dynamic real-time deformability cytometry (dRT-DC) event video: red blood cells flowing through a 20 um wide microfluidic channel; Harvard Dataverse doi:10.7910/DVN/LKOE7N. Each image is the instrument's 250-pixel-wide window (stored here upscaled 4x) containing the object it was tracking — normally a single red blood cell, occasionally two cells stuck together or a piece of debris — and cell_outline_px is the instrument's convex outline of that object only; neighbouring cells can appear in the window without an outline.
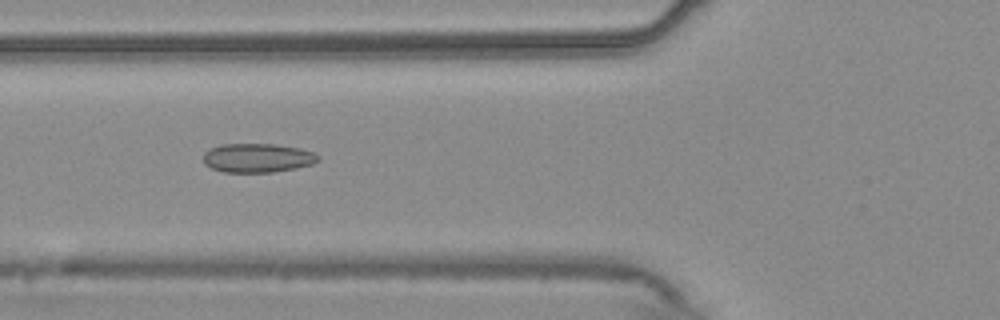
{"species": "common noctule bat (a hibernating species)", "species_latin": "Nyctalus noctula", "temperature_condition": "warm", "stored_images_in_passage": 11, "camera_frame_rate_fps": 3000, "um_per_image_px": 0.085, "animal": {"sex": "male", "body_mass_g": 20.4}, "frame": {"image": 1, "passage_image": 7, "time_ms": 2.0, "image_size_px": [1000, 320], "cell_outline_px": [[320, 160], [312, 164], [296, 168], [272, 172], [224, 172], [212, 168], [204, 164], [204, 152], [220, 144], [276, 144], [300, 148], [312, 152], [320, 156]], "centroid_in_image_um": [21.9, 13.42], "position_along_channel_um": 103.9, "area_um2": 19.42}}